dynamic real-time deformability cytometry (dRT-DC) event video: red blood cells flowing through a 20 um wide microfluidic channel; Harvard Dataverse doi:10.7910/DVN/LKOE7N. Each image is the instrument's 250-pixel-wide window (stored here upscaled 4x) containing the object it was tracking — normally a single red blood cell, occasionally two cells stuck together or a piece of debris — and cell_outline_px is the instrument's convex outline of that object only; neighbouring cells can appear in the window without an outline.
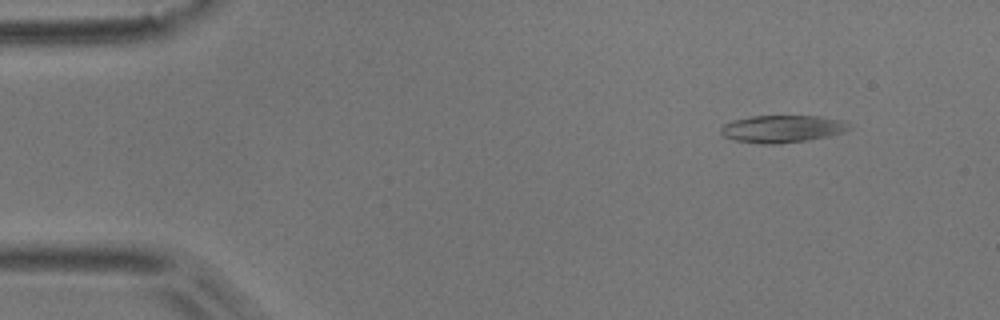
{"species": "common noctule bat (a hibernating species)", "species_latin": "Nyctalus noctula", "temperature_condition": "room temperature", "stored_images_in_passage": 10, "camera_frame_rate_fps": 3000, "um_per_image_px": 0.085, "animal": {"sex": "male", "body_mass_g": 17.9}, "frame": {"image": 1, "passage_image": 1, "time_ms": 0.0, "image_size_px": [1000, 320], "cell_outline_px": [[852, 128], [844, 132], [828, 136], [808, 140], [780, 144], [760, 144], [736, 140], [724, 136], [720, 132], [720, 128], [724, 124], [732, 120], [752, 116], [820, 116], [844, 120], [852, 124]], "centroid_in_image_um": [66.54, 10.95], "position_along_channel_um": 18.5, "area_um2": 20.69}}
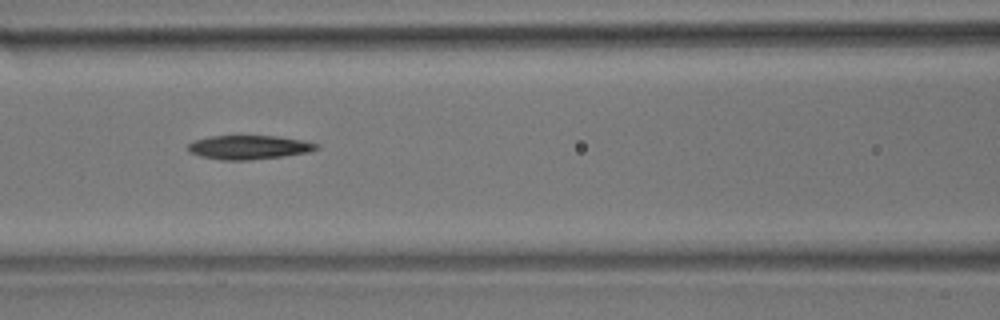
{"frame": {"image": 2, "passage_image": 6, "time_ms": 1.667, "image_size_px": [1000, 320], "cell_outline_px": [[320, 148], [308, 152], [284, 156], [248, 160], [220, 160], [200, 156], [188, 152], [188, 144], [196, 140], [208, 136], [276, 136], [304, 140], [320, 144]], "centroid_in_image_um": [21.18, 12.52], "position_along_channel_um": 145.4, "area_um2": 18.03}}
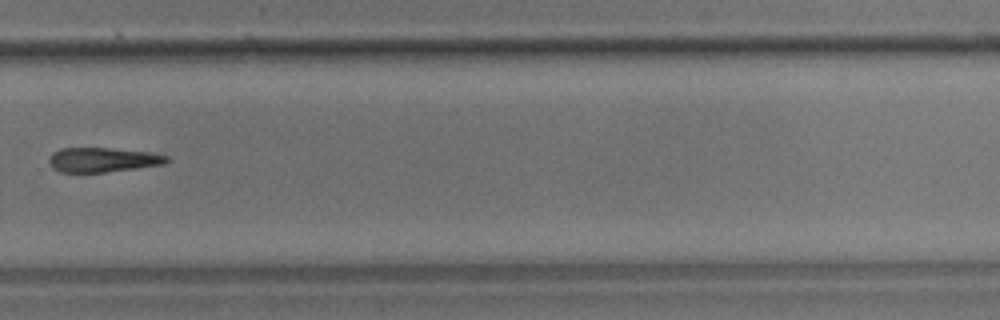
{"frame": {"image": 3, "passage_image": 10, "time_ms": 3.0, "image_size_px": [1000, 320], "cell_outline_px": [[172, 160], [164, 164], [136, 168], [104, 172], [60, 172], [52, 168], [48, 160], [52, 152], [60, 148], [108, 148], [148, 152], [168, 156]], "centroid_in_image_um": [8.72, 13.58], "position_along_channel_um": 321.1, "area_um2": 16.82}}